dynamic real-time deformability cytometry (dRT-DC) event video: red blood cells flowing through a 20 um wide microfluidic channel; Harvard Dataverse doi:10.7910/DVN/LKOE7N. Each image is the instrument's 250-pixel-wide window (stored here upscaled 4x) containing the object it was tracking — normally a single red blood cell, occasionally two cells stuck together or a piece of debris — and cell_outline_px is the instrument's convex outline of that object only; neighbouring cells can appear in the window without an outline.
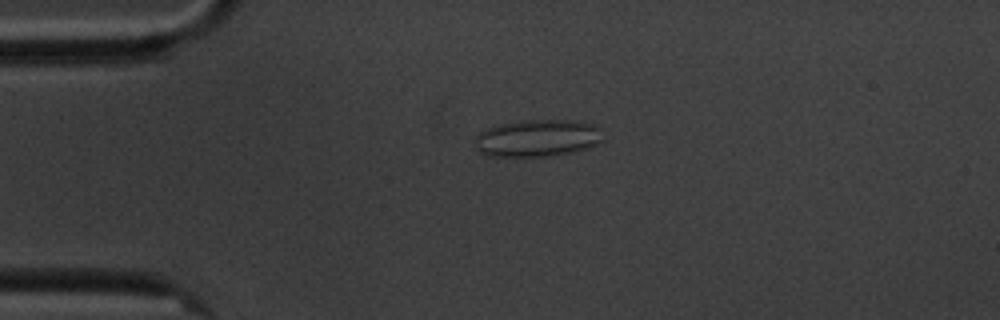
{"species": "common noctule bat (a hibernating species)", "species_latin": "Nyctalus noctula", "temperature_condition": "cold", "stored_images_in_passage": 5, "camera_frame_rate_fps": 3000, "um_per_image_px": 0.085, "animal": {"sex": "male", "body_mass_g": 20.1, "forearm_length_mm": 53.5}, "frame": {"image": 1, "passage_image": 4, "time_ms": 3.667, "image_size_px": [1000, 320], "cell_outline_px": [[604, 140], [588, 148], [576, 152], [548, 156], [488, 156], [480, 152], [476, 148], [472, 140], [480, 132], [488, 128], [500, 124], [524, 120], [572, 120], [596, 124], [600, 128]], "centroid_in_image_um": [45.7, 11.74], "position_along_channel_um": 39.3, "area_um2": 28.09}}